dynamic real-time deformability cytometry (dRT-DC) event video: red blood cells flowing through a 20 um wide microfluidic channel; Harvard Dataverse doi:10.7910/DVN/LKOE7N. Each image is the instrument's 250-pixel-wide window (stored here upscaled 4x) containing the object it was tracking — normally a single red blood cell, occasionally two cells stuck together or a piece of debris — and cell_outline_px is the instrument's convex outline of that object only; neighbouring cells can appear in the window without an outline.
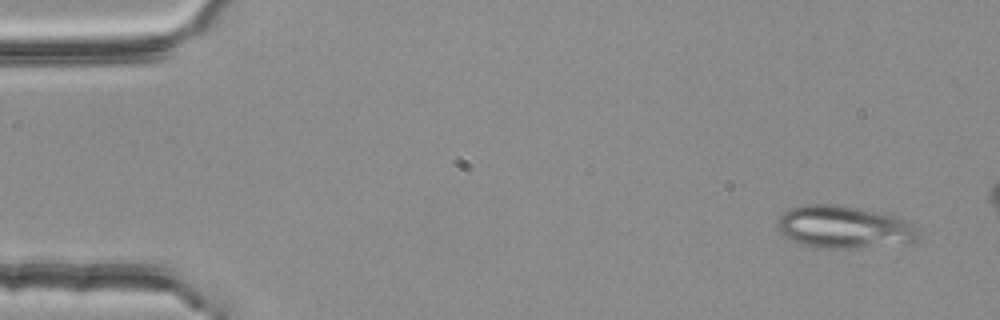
{"species": "common noctule bat (a hibernating species)", "species_latin": "Nyctalus noctula", "temperature_condition": "room temperature", "stored_images_in_passage": 5, "camera_frame_rate_fps": 3000, "um_per_image_px": 0.085, "animal": {"sex": "female", "body_mass_g": 25.1}, "frame": {"image": 1, "passage_image": 1, "time_ms": 0.0, "image_size_px": [1000, 320], "cell_outline_px": [[916, 240], [912, 244], [844, 248], [824, 248], [804, 244], [780, 232], [780, 216], [788, 208], [804, 204], [836, 204], [896, 216], [912, 224], [916, 236]], "centroid_in_image_um": [71.77, 19.29], "position_along_channel_um": 13.2, "area_um2": 34.16}}